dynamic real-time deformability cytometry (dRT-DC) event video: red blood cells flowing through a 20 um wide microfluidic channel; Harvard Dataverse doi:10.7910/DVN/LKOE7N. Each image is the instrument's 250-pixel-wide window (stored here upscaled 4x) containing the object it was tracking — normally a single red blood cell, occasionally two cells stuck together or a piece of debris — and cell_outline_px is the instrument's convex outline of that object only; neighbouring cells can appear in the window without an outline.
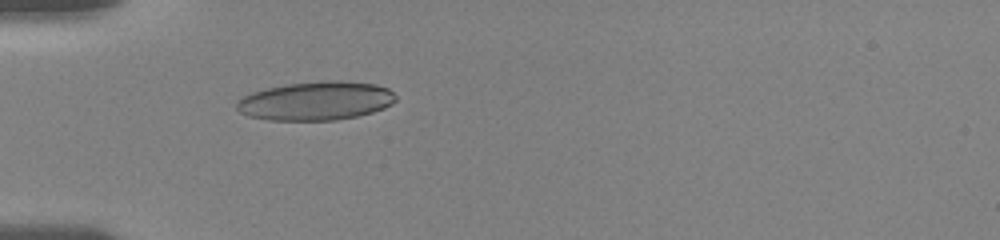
{"species": "human", "species_latin": "Homo sapiens", "temperature_condition": "room temperature", "stored_images_in_passage": 30, "camera_frame_rate_fps": 3000, "um_per_image_px": 0.085, "donor": {"sex": "female"}, "frame": {"image": 1, "passage_image": 29, "time_ms": 5.667, "image_size_px": [1000, 240], "cell_outline_px": [[396, 100], [392, 104], [384, 108], [372, 112], [356, 116], [336, 120], [268, 120], [248, 116], [240, 112], [236, 108], [236, 100], [252, 92], [268, 88], [288, 84], [328, 80], [332, 80], [376, 84], [388, 88], [396, 96]], "centroid_in_image_um": [26.85, 8.58], "position_along_channel_um": 58.2, "area_um2": 35.84}}